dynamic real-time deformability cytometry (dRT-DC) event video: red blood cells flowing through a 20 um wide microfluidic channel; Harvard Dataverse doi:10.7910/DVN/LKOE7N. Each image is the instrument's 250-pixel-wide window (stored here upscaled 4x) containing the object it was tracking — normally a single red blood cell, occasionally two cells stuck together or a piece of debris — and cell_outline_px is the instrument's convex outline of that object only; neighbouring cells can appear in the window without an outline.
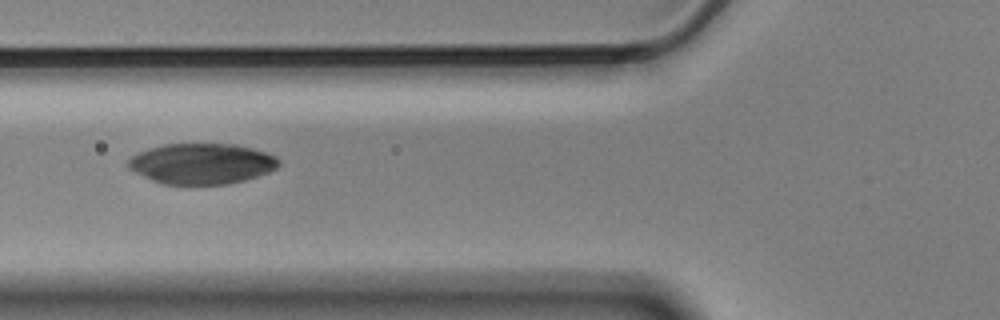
{"species": "Egyptian fruit bat (a non-hibernating species)", "species_latin": "Rousettus aegyptiacus", "temperature_condition": "cold", "stored_images_in_passage": 13, "camera_frame_rate_fps": 3000, "um_per_image_px": 0.085, "animal": {"sex": "male"}, "frame": {"image": 1, "passage_image": 6, "time_ms": 1.667, "image_size_px": [1000, 320], "cell_outline_px": [[280, 164], [276, 168], [268, 172], [244, 180], [228, 184], [164, 184], [152, 180], [128, 168], [124, 164], [132, 156], [148, 148], [164, 144], [236, 144], [268, 152], [276, 156], [280, 160]], "centroid_in_image_um": [17.15, 13.9], "position_along_channel_um": 108.6, "area_um2": 35.72}}
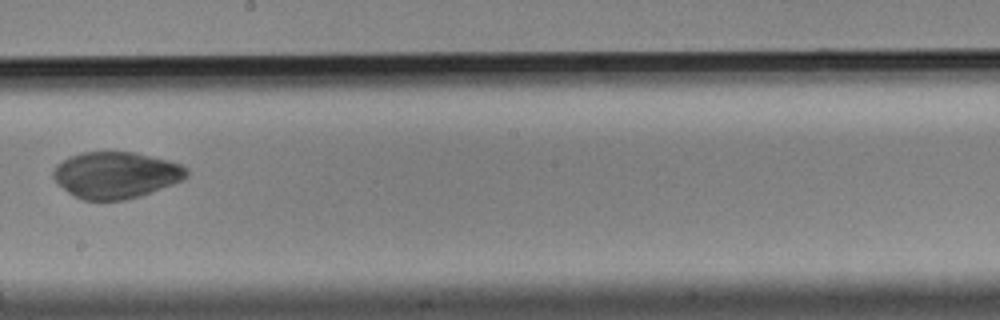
{"frame": {"image": 2, "passage_image": 9, "time_ms": 2.667, "image_size_px": [1000, 320], "cell_outline_px": [[188, 176], [184, 180], [140, 196], [124, 200], [84, 200], [68, 192], [52, 176], [52, 172], [56, 164], [68, 156], [80, 152], [136, 152], [184, 164], [188, 168]], "centroid_in_image_um": [9.88, 14.86], "position_along_channel_um": 238.3, "area_um2": 36.36}}
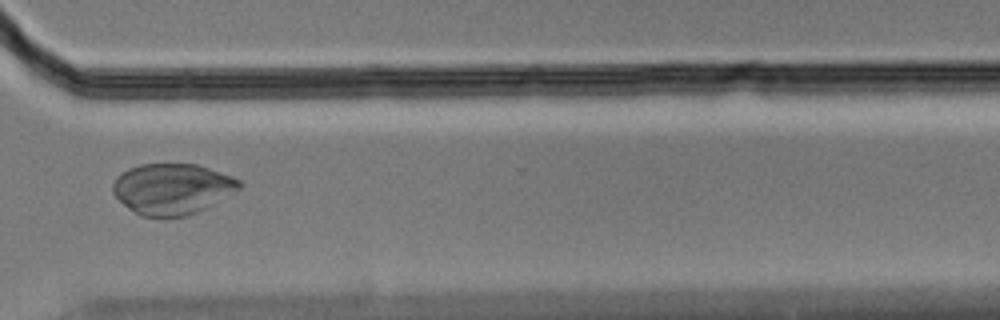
{"frame": {"image": 3, "passage_image": 12, "time_ms": 3.667, "image_size_px": [1000, 320], "cell_outline_px": [[244, 184], [240, 188], [204, 208], [188, 216], [140, 216], [128, 208], [112, 192], [112, 184], [116, 176], [128, 168], [140, 164], [196, 164], [232, 176], [240, 180]], "centroid_in_image_um": [14.6, 16.04], "position_along_channel_um": 356.0, "area_um2": 37.17}}